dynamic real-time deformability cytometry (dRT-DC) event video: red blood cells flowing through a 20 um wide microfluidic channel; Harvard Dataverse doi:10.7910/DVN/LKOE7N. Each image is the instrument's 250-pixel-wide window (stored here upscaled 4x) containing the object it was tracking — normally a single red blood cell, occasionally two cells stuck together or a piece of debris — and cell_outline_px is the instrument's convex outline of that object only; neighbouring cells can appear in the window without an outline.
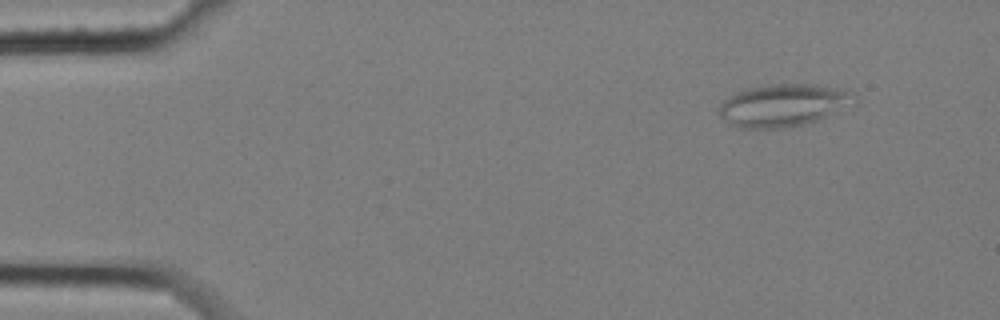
{"species": "common noctule bat (a hibernating species)", "species_latin": "Nyctalus noctula", "temperature_condition": "cold", "stored_images_in_passage": 5, "camera_frame_rate_fps": 3000, "um_per_image_px": 0.085, "animal": {"sex": "female", "body_mass_g": 25.1}, "frame": {"image": 1, "passage_image": 2, "time_ms": 0.333, "image_size_px": [1000, 320], "cell_outline_px": [[856, 104], [816, 120], [800, 124], [780, 128], [736, 128], [728, 124], [720, 116], [720, 104], [728, 96], [736, 92], [748, 88], [776, 84], [816, 84], [836, 88], [852, 92], [856, 100]], "centroid_in_image_um": [66.57, 8.94], "position_along_channel_um": 18.4, "area_um2": 33.29}}